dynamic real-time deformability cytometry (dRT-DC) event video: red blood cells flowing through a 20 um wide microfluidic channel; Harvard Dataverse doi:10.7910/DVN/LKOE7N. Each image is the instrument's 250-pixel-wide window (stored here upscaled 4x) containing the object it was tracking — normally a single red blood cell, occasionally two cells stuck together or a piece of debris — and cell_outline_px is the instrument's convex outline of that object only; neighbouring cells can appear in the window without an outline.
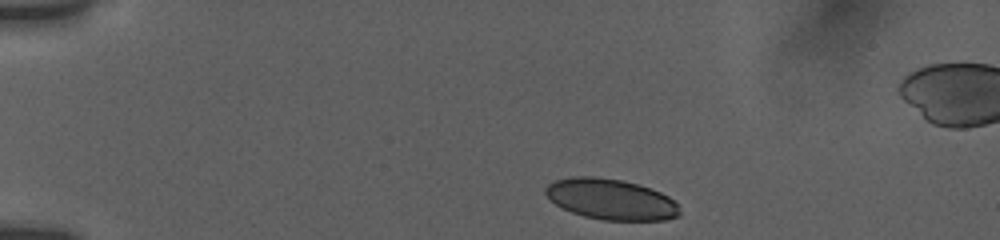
{"species": "human", "species_latin": "Homo sapiens", "temperature_condition": "room temperature", "stored_images_in_passage": 5, "camera_frame_rate_fps": 3000, "um_per_image_px": 0.085, "donor": {"sex": "female"}, "frame": {"image": 1, "passage_image": 1, "time_ms": 0.0, "image_size_px": [1000, 240], "cell_outline_px": [[680, 216], [668, 220], [604, 220], [584, 216], [572, 212], [556, 204], [544, 192], [544, 188], [548, 184], [556, 180], [572, 176], [596, 176], [624, 180], [640, 184], [652, 188], [668, 196], [676, 204], [680, 212]], "centroid_in_image_um": [51.95, 16.92], "position_along_channel_um": 33.1, "area_um2": 31.96}}
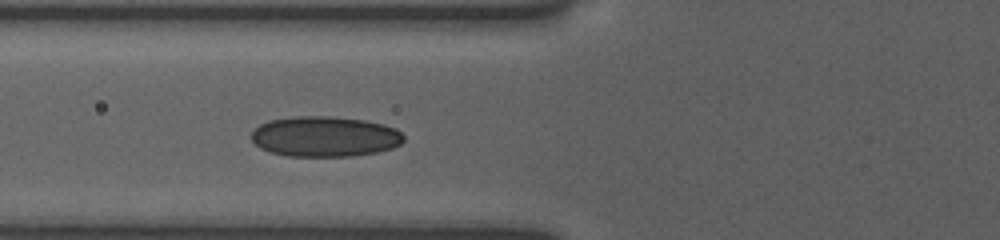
{"frame": {"image": 2, "passage_image": 5, "time_ms": 3.667, "image_size_px": [1000, 240], "cell_outline_px": [[404, 140], [400, 144], [392, 148], [376, 152], [352, 156], [288, 156], [272, 152], [260, 148], [252, 140], [252, 132], [260, 124], [268, 120], [296, 116], [332, 116], [364, 120], [384, 124], [396, 128], [404, 136]], "centroid_in_image_um": [27.62, 11.6], "position_along_channel_um": 98.2, "area_um2": 35.89}}